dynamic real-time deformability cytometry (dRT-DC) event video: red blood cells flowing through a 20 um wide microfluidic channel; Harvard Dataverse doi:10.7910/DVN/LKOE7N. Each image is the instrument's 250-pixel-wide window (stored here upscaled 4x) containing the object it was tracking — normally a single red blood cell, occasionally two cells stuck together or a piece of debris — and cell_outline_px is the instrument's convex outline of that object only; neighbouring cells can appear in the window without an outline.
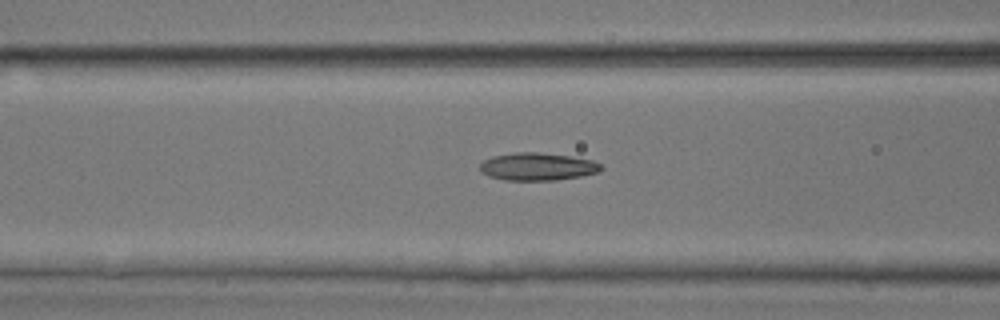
{"species": "common noctule bat (a hibernating species)", "species_latin": "Nyctalus noctula", "temperature_condition": "room temperature", "stored_images_in_passage": 22, "camera_frame_rate_fps": 3000, "um_per_image_px": 0.085, "animal": {"sex": "male", "body_mass_g": 17.9, "forearm_length_mm": 54.2}, "frame": {"image": 1, "passage_image": 22, "time_ms": 7.0, "image_size_px": [1000, 320], "cell_outline_px": [[604, 168], [600, 172], [580, 176], [556, 180], [504, 180], [488, 176], [480, 168], [480, 164], [484, 160], [492, 156], [516, 152], [540, 152], [568, 156], [592, 160], [600, 164]], "centroid_in_image_um": [45.7, 14.16], "position_along_channel_um": 120.9, "area_um2": 19.48}}